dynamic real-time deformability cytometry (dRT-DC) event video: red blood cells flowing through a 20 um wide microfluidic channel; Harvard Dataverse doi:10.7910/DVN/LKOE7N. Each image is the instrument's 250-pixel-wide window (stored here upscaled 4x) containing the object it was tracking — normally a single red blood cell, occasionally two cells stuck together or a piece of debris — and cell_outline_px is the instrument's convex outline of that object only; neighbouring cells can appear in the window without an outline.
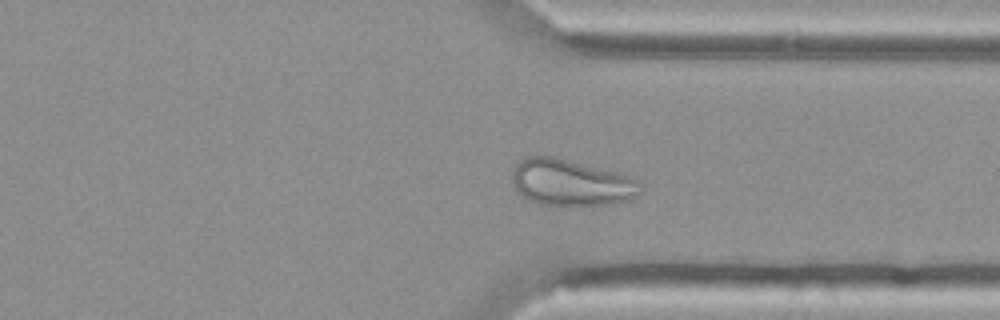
{"species": "Egyptian fruit bat (a non-hibernating species)", "species_latin": "Rousettus aegyptiacus", "temperature_condition": "cold", "stored_images_in_passage": 45, "camera_frame_rate_fps": 3000, "um_per_image_px": 0.085, "animal": {"sex": "female"}, "frame": {"image": 1, "passage_image": 32, "time_ms": 10.333, "image_size_px": [1000, 320], "cell_outline_px": [[640, 192], [628, 200], [612, 204], [540, 204], [528, 200], [516, 192], [512, 184], [512, 168], [524, 156], [556, 156], [620, 172], [632, 176], [640, 180]], "centroid_in_image_um": [48.51, 15.48], "position_along_channel_um": 362.9, "area_um2": 35.08}}